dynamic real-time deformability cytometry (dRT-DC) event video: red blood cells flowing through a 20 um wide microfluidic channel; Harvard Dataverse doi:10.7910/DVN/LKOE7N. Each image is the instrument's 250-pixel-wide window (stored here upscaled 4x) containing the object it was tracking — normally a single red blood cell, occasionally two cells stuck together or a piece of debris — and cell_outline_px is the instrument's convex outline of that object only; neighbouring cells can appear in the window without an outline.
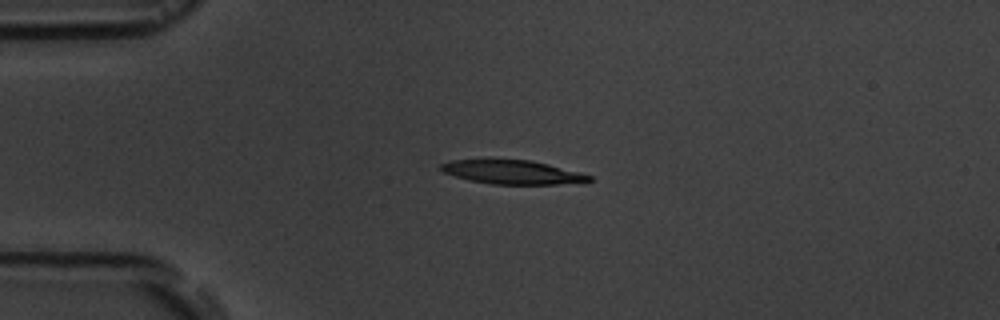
{"species": "common noctule bat (a hibernating species)", "species_latin": "Nyctalus noctula", "temperature_condition": "room temperature", "stored_images_in_passage": 3, "camera_frame_rate_fps": 3000, "um_per_image_px": 0.085, "animal": {"sex": "male", "body_mass_g": 19.5, "forearm_length_mm": 54.6}, "frame": {"image": 1, "passage_image": 2, "time_ms": 2.0, "image_size_px": [1000, 320], "cell_outline_px": [[596, 180], [556, 184], [492, 184], [468, 180], [444, 172], [440, 168], [440, 164], [452, 160], [488, 156], [532, 160], [580, 172], [592, 176]], "centroid_in_image_um": [43.48, 14.57], "position_along_channel_um": 41.5, "area_um2": 21.5}}